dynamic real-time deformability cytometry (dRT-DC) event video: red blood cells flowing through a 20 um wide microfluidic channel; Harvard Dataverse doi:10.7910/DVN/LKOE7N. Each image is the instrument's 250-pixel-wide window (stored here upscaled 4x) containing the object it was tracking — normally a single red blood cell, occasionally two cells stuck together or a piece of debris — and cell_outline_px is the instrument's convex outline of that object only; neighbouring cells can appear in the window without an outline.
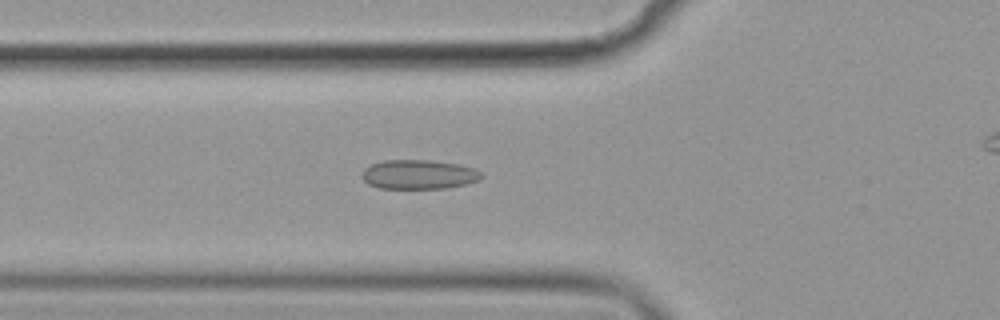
{"species": "common noctule bat (a hibernating species)", "species_latin": "Nyctalus noctula", "temperature_condition": "cold", "stored_images_in_passage": 51, "camera_frame_rate_fps": 3000, "um_per_image_px": 0.085, "animal": {"sex": "female", "body_mass_g": 19.9}, "frame": {"image": 1, "passage_image": 20, "time_ms": 6.333, "image_size_px": [1000, 320], "cell_outline_px": [[484, 176], [480, 180], [464, 184], [444, 188], [380, 188], [368, 184], [360, 176], [364, 168], [372, 164], [384, 160], [428, 160], [456, 164], [472, 168], [484, 172]], "centroid_in_image_um": [35.59, 14.83], "position_along_channel_um": 90.2, "area_um2": 20.35}}
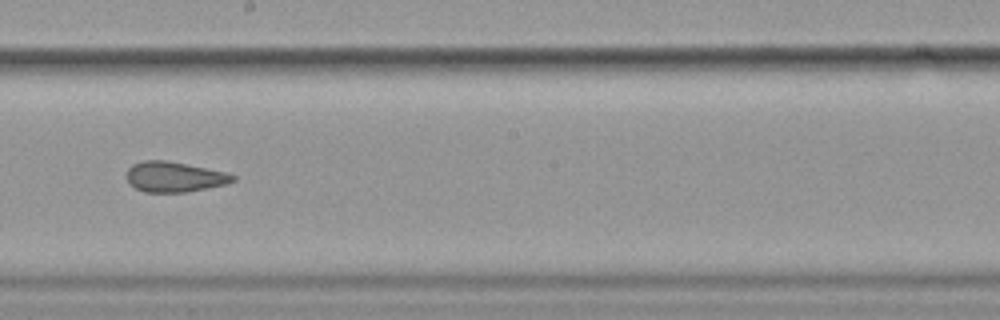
{"frame": {"image": 2, "passage_image": 32, "time_ms": 10.333, "image_size_px": [1000, 320], "cell_outline_px": [[236, 180], [228, 184], [188, 192], [144, 192], [136, 188], [128, 180], [128, 168], [132, 164], [144, 160], [168, 160], [228, 172], [236, 176]], "centroid_in_image_um": [14.89, 15.02], "position_along_channel_um": 233.3, "area_um2": 18.9}}
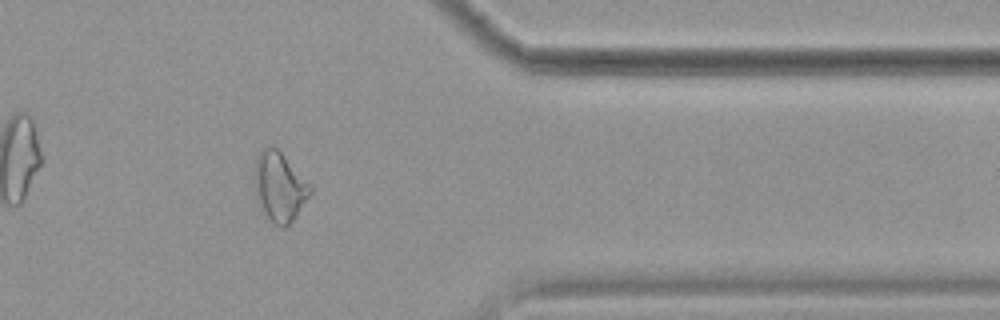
{"frame": {"image": 3, "passage_image": 46, "time_ms": 15.0, "image_size_px": [1000, 320], "cell_outline_px": [[312, 192], [296, 216], [284, 228], [280, 228], [268, 216], [256, 192], [256, 156], [264, 148], [276, 148], [312, 184]], "centroid_in_image_um": [23.83, 15.87], "position_along_channel_um": 387.6, "area_um2": 21.56}, "authors_computed_cell_mechanics": {"area_um2": 21.0392, "velocity_mm_per_s": 3.5759, "shape_relaxation_time_tau1_ms": null, "shape_relaxation_time_tau2_ms": 1.9484, "deformation_change_tau1": null, "deformation_change_tau2": 0.0882}}